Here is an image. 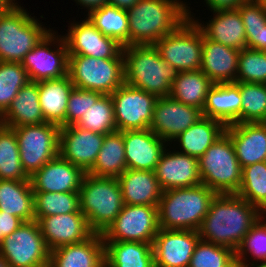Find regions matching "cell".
Segmentation results:
<instances>
[{
    "instance_id": "cell-1",
    "label": "cell",
    "mask_w": 266,
    "mask_h": 267,
    "mask_svg": "<svg viewBox=\"0 0 266 267\" xmlns=\"http://www.w3.org/2000/svg\"><path fill=\"white\" fill-rule=\"evenodd\" d=\"M262 213L237 194H216L202 221L200 239L234 251Z\"/></svg>"
},
{
    "instance_id": "cell-2",
    "label": "cell",
    "mask_w": 266,
    "mask_h": 267,
    "mask_svg": "<svg viewBox=\"0 0 266 267\" xmlns=\"http://www.w3.org/2000/svg\"><path fill=\"white\" fill-rule=\"evenodd\" d=\"M189 8L177 0H139L127 10L128 45H154L191 18Z\"/></svg>"
},
{
    "instance_id": "cell-3",
    "label": "cell",
    "mask_w": 266,
    "mask_h": 267,
    "mask_svg": "<svg viewBox=\"0 0 266 267\" xmlns=\"http://www.w3.org/2000/svg\"><path fill=\"white\" fill-rule=\"evenodd\" d=\"M215 195L202 183L163 191L158 203L159 228L198 231Z\"/></svg>"
},
{
    "instance_id": "cell-4",
    "label": "cell",
    "mask_w": 266,
    "mask_h": 267,
    "mask_svg": "<svg viewBox=\"0 0 266 267\" xmlns=\"http://www.w3.org/2000/svg\"><path fill=\"white\" fill-rule=\"evenodd\" d=\"M122 52L125 83L158 98L169 96L178 71L160 57L154 45H127Z\"/></svg>"
},
{
    "instance_id": "cell-5",
    "label": "cell",
    "mask_w": 266,
    "mask_h": 267,
    "mask_svg": "<svg viewBox=\"0 0 266 267\" xmlns=\"http://www.w3.org/2000/svg\"><path fill=\"white\" fill-rule=\"evenodd\" d=\"M80 211L94 233H103L124 206L116 177H96L88 173L79 189Z\"/></svg>"
},
{
    "instance_id": "cell-6",
    "label": "cell",
    "mask_w": 266,
    "mask_h": 267,
    "mask_svg": "<svg viewBox=\"0 0 266 267\" xmlns=\"http://www.w3.org/2000/svg\"><path fill=\"white\" fill-rule=\"evenodd\" d=\"M22 7L0 9V61L19 62L51 30Z\"/></svg>"
},
{
    "instance_id": "cell-7",
    "label": "cell",
    "mask_w": 266,
    "mask_h": 267,
    "mask_svg": "<svg viewBox=\"0 0 266 267\" xmlns=\"http://www.w3.org/2000/svg\"><path fill=\"white\" fill-rule=\"evenodd\" d=\"M198 164L202 184L216 194H237L242 168L226 132L198 159Z\"/></svg>"
},
{
    "instance_id": "cell-8",
    "label": "cell",
    "mask_w": 266,
    "mask_h": 267,
    "mask_svg": "<svg viewBox=\"0 0 266 267\" xmlns=\"http://www.w3.org/2000/svg\"><path fill=\"white\" fill-rule=\"evenodd\" d=\"M68 76L74 87L111 95L125 83L124 58L68 55Z\"/></svg>"
},
{
    "instance_id": "cell-9",
    "label": "cell",
    "mask_w": 266,
    "mask_h": 267,
    "mask_svg": "<svg viewBox=\"0 0 266 267\" xmlns=\"http://www.w3.org/2000/svg\"><path fill=\"white\" fill-rule=\"evenodd\" d=\"M203 32L197 24L186 20L176 31L165 35L154 46L160 57L178 72L200 70Z\"/></svg>"
},
{
    "instance_id": "cell-10",
    "label": "cell",
    "mask_w": 266,
    "mask_h": 267,
    "mask_svg": "<svg viewBox=\"0 0 266 267\" xmlns=\"http://www.w3.org/2000/svg\"><path fill=\"white\" fill-rule=\"evenodd\" d=\"M13 129L18 140L21 164L29 177L59 156L61 127L45 122Z\"/></svg>"
},
{
    "instance_id": "cell-11",
    "label": "cell",
    "mask_w": 266,
    "mask_h": 267,
    "mask_svg": "<svg viewBox=\"0 0 266 267\" xmlns=\"http://www.w3.org/2000/svg\"><path fill=\"white\" fill-rule=\"evenodd\" d=\"M0 255L10 267H49L50 250L38 221L23 222L14 232L4 237Z\"/></svg>"
},
{
    "instance_id": "cell-12",
    "label": "cell",
    "mask_w": 266,
    "mask_h": 267,
    "mask_svg": "<svg viewBox=\"0 0 266 267\" xmlns=\"http://www.w3.org/2000/svg\"><path fill=\"white\" fill-rule=\"evenodd\" d=\"M158 206L126 205L102 233L104 241H137L153 244L159 231Z\"/></svg>"
},
{
    "instance_id": "cell-13",
    "label": "cell",
    "mask_w": 266,
    "mask_h": 267,
    "mask_svg": "<svg viewBox=\"0 0 266 267\" xmlns=\"http://www.w3.org/2000/svg\"><path fill=\"white\" fill-rule=\"evenodd\" d=\"M52 31L50 30L21 61L30 81L39 82L68 75V47L66 41L63 36H56L57 32ZM55 43L57 44L54 45ZM52 44L53 47L57 46V50L55 47L51 49Z\"/></svg>"
},
{
    "instance_id": "cell-14",
    "label": "cell",
    "mask_w": 266,
    "mask_h": 267,
    "mask_svg": "<svg viewBox=\"0 0 266 267\" xmlns=\"http://www.w3.org/2000/svg\"><path fill=\"white\" fill-rule=\"evenodd\" d=\"M117 131L148 129L158 97L133 87L121 85L111 95Z\"/></svg>"
},
{
    "instance_id": "cell-15",
    "label": "cell",
    "mask_w": 266,
    "mask_h": 267,
    "mask_svg": "<svg viewBox=\"0 0 266 267\" xmlns=\"http://www.w3.org/2000/svg\"><path fill=\"white\" fill-rule=\"evenodd\" d=\"M203 117L199 108L185 105L170 96L159 97L149 129L167 144Z\"/></svg>"
},
{
    "instance_id": "cell-16",
    "label": "cell",
    "mask_w": 266,
    "mask_h": 267,
    "mask_svg": "<svg viewBox=\"0 0 266 267\" xmlns=\"http://www.w3.org/2000/svg\"><path fill=\"white\" fill-rule=\"evenodd\" d=\"M68 34L63 35L68 55H84L96 59L124 58L123 46L104 35L86 17L81 23H71Z\"/></svg>"
},
{
    "instance_id": "cell-17",
    "label": "cell",
    "mask_w": 266,
    "mask_h": 267,
    "mask_svg": "<svg viewBox=\"0 0 266 267\" xmlns=\"http://www.w3.org/2000/svg\"><path fill=\"white\" fill-rule=\"evenodd\" d=\"M199 239L195 230L160 228L152 244L155 267H188Z\"/></svg>"
},
{
    "instance_id": "cell-18",
    "label": "cell",
    "mask_w": 266,
    "mask_h": 267,
    "mask_svg": "<svg viewBox=\"0 0 266 267\" xmlns=\"http://www.w3.org/2000/svg\"><path fill=\"white\" fill-rule=\"evenodd\" d=\"M105 135L76 125L61 127L59 156L86 173L93 167L102 147Z\"/></svg>"
},
{
    "instance_id": "cell-19",
    "label": "cell",
    "mask_w": 266,
    "mask_h": 267,
    "mask_svg": "<svg viewBox=\"0 0 266 267\" xmlns=\"http://www.w3.org/2000/svg\"><path fill=\"white\" fill-rule=\"evenodd\" d=\"M38 223L50 251L63 245L85 241L94 233L80 210L75 213L45 216Z\"/></svg>"
},
{
    "instance_id": "cell-20",
    "label": "cell",
    "mask_w": 266,
    "mask_h": 267,
    "mask_svg": "<svg viewBox=\"0 0 266 267\" xmlns=\"http://www.w3.org/2000/svg\"><path fill=\"white\" fill-rule=\"evenodd\" d=\"M167 151L165 148L154 170L162 191L193 187L202 183L198 158L179 151Z\"/></svg>"
},
{
    "instance_id": "cell-21",
    "label": "cell",
    "mask_w": 266,
    "mask_h": 267,
    "mask_svg": "<svg viewBox=\"0 0 266 267\" xmlns=\"http://www.w3.org/2000/svg\"><path fill=\"white\" fill-rule=\"evenodd\" d=\"M86 172L57 156L32 176L33 192H79Z\"/></svg>"
},
{
    "instance_id": "cell-22",
    "label": "cell",
    "mask_w": 266,
    "mask_h": 267,
    "mask_svg": "<svg viewBox=\"0 0 266 267\" xmlns=\"http://www.w3.org/2000/svg\"><path fill=\"white\" fill-rule=\"evenodd\" d=\"M127 168L132 170L154 171L166 142L149 128L122 131ZM166 144V145H165Z\"/></svg>"
},
{
    "instance_id": "cell-23",
    "label": "cell",
    "mask_w": 266,
    "mask_h": 267,
    "mask_svg": "<svg viewBox=\"0 0 266 267\" xmlns=\"http://www.w3.org/2000/svg\"><path fill=\"white\" fill-rule=\"evenodd\" d=\"M241 168L266 161V122L227 125Z\"/></svg>"
},
{
    "instance_id": "cell-24",
    "label": "cell",
    "mask_w": 266,
    "mask_h": 267,
    "mask_svg": "<svg viewBox=\"0 0 266 267\" xmlns=\"http://www.w3.org/2000/svg\"><path fill=\"white\" fill-rule=\"evenodd\" d=\"M49 267H105L102 234L93 233L85 241L50 251Z\"/></svg>"
},
{
    "instance_id": "cell-25",
    "label": "cell",
    "mask_w": 266,
    "mask_h": 267,
    "mask_svg": "<svg viewBox=\"0 0 266 267\" xmlns=\"http://www.w3.org/2000/svg\"><path fill=\"white\" fill-rule=\"evenodd\" d=\"M240 50L230 48L203 35L200 70L214 83L235 82Z\"/></svg>"
},
{
    "instance_id": "cell-26",
    "label": "cell",
    "mask_w": 266,
    "mask_h": 267,
    "mask_svg": "<svg viewBox=\"0 0 266 267\" xmlns=\"http://www.w3.org/2000/svg\"><path fill=\"white\" fill-rule=\"evenodd\" d=\"M215 15L207 25L193 20L203 32V35L215 42L230 48L242 50L247 46L243 20L238 9L212 11ZM215 13V14H214Z\"/></svg>"
},
{
    "instance_id": "cell-27",
    "label": "cell",
    "mask_w": 266,
    "mask_h": 267,
    "mask_svg": "<svg viewBox=\"0 0 266 267\" xmlns=\"http://www.w3.org/2000/svg\"><path fill=\"white\" fill-rule=\"evenodd\" d=\"M239 82L213 84L209 89L202 115L221 121L225 126L241 123Z\"/></svg>"
},
{
    "instance_id": "cell-28",
    "label": "cell",
    "mask_w": 266,
    "mask_h": 267,
    "mask_svg": "<svg viewBox=\"0 0 266 267\" xmlns=\"http://www.w3.org/2000/svg\"><path fill=\"white\" fill-rule=\"evenodd\" d=\"M117 180L124 204L158 206L163 191L154 171L127 168Z\"/></svg>"
},
{
    "instance_id": "cell-29",
    "label": "cell",
    "mask_w": 266,
    "mask_h": 267,
    "mask_svg": "<svg viewBox=\"0 0 266 267\" xmlns=\"http://www.w3.org/2000/svg\"><path fill=\"white\" fill-rule=\"evenodd\" d=\"M1 120L3 126L10 128L46 122L39 103L38 82L29 81L19 90Z\"/></svg>"
},
{
    "instance_id": "cell-30",
    "label": "cell",
    "mask_w": 266,
    "mask_h": 267,
    "mask_svg": "<svg viewBox=\"0 0 266 267\" xmlns=\"http://www.w3.org/2000/svg\"><path fill=\"white\" fill-rule=\"evenodd\" d=\"M73 87L68 75L38 82L39 103L47 123L66 127V109Z\"/></svg>"
},
{
    "instance_id": "cell-31",
    "label": "cell",
    "mask_w": 266,
    "mask_h": 267,
    "mask_svg": "<svg viewBox=\"0 0 266 267\" xmlns=\"http://www.w3.org/2000/svg\"><path fill=\"white\" fill-rule=\"evenodd\" d=\"M105 267H155L152 244L104 241Z\"/></svg>"
},
{
    "instance_id": "cell-32",
    "label": "cell",
    "mask_w": 266,
    "mask_h": 267,
    "mask_svg": "<svg viewBox=\"0 0 266 267\" xmlns=\"http://www.w3.org/2000/svg\"><path fill=\"white\" fill-rule=\"evenodd\" d=\"M0 211L19 217L23 222L34 221L31 181L0 180Z\"/></svg>"
},
{
    "instance_id": "cell-33",
    "label": "cell",
    "mask_w": 266,
    "mask_h": 267,
    "mask_svg": "<svg viewBox=\"0 0 266 267\" xmlns=\"http://www.w3.org/2000/svg\"><path fill=\"white\" fill-rule=\"evenodd\" d=\"M225 128L221 121L203 116L173 141L180 143V153L199 159L225 132Z\"/></svg>"
},
{
    "instance_id": "cell-34",
    "label": "cell",
    "mask_w": 266,
    "mask_h": 267,
    "mask_svg": "<svg viewBox=\"0 0 266 267\" xmlns=\"http://www.w3.org/2000/svg\"><path fill=\"white\" fill-rule=\"evenodd\" d=\"M127 169L123 134L105 135L93 167L87 172L96 177H118Z\"/></svg>"
},
{
    "instance_id": "cell-35",
    "label": "cell",
    "mask_w": 266,
    "mask_h": 267,
    "mask_svg": "<svg viewBox=\"0 0 266 267\" xmlns=\"http://www.w3.org/2000/svg\"><path fill=\"white\" fill-rule=\"evenodd\" d=\"M213 84L201 70L178 72L171 85L169 96L202 111L208 91Z\"/></svg>"
},
{
    "instance_id": "cell-36",
    "label": "cell",
    "mask_w": 266,
    "mask_h": 267,
    "mask_svg": "<svg viewBox=\"0 0 266 267\" xmlns=\"http://www.w3.org/2000/svg\"><path fill=\"white\" fill-rule=\"evenodd\" d=\"M87 16L104 35L115 39L123 47L128 45L129 21L126 10L107 4L90 11Z\"/></svg>"
},
{
    "instance_id": "cell-37",
    "label": "cell",
    "mask_w": 266,
    "mask_h": 267,
    "mask_svg": "<svg viewBox=\"0 0 266 267\" xmlns=\"http://www.w3.org/2000/svg\"><path fill=\"white\" fill-rule=\"evenodd\" d=\"M0 180H30L24 171L13 128L0 126Z\"/></svg>"
},
{
    "instance_id": "cell-38",
    "label": "cell",
    "mask_w": 266,
    "mask_h": 267,
    "mask_svg": "<svg viewBox=\"0 0 266 267\" xmlns=\"http://www.w3.org/2000/svg\"><path fill=\"white\" fill-rule=\"evenodd\" d=\"M237 195L255 206L261 213L266 209V162L242 168Z\"/></svg>"
},
{
    "instance_id": "cell-39",
    "label": "cell",
    "mask_w": 266,
    "mask_h": 267,
    "mask_svg": "<svg viewBox=\"0 0 266 267\" xmlns=\"http://www.w3.org/2000/svg\"><path fill=\"white\" fill-rule=\"evenodd\" d=\"M80 210L79 192H34L35 220Z\"/></svg>"
},
{
    "instance_id": "cell-40",
    "label": "cell",
    "mask_w": 266,
    "mask_h": 267,
    "mask_svg": "<svg viewBox=\"0 0 266 267\" xmlns=\"http://www.w3.org/2000/svg\"><path fill=\"white\" fill-rule=\"evenodd\" d=\"M75 125L104 135L116 132L114 105L111 96L102 95Z\"/></svg>"
},
{
    "instance_id": "cell-41",
    "label": "cell",
    "mask_w": 266,
    "mask_h": 267,
    "mask_svg": "<svg viewBox=\"0 0 266 267\" xmlns=\"http://www.w3.org/2000/svg\"><path fill=\"white\" fill-rule=\"evenodd\" d=\"M241 123L266 122V84L239 82Z\"/></svg>"
},
{
    "instance_id": "cell-42",
    "label": "cell",
    "mask_w": 266,
    "mask_h": 267,
    "mask_svg": "<svg viewBox=\"0 0 266 267\" xmlns=\"http://www.w3.org/2000/svg\"><path fill=\"white\" fill-rule=\"evenodd\" d=\"M29 81L27 71L21 63L0 61V115Z\"/></svg>"
},
{
    "instance_id": "cell-43",
    "label": "cell",
    "mask_w": 266,
    "mask_h": 267,
    "mask_svg": "<svg viewBox=\"0 0 266 267\" xmlns=\"http://www.w3.org/2000/svg\"><path fill=\"white\" fill-rule=\"evenodd\" d=\"M188 267H236L235 251L199 239Z\"/></svg>"
},
{
    "instance_id": "cell-44",
    "label": "cell",
    "mask_w": 266,
    "mask_h": 267,
    "mask_svg": "<svg viewBox=\"0 0 266 267\" xmlns=\"http://www.w3.org/2000/svg\"><path fill=\"white\" fill-rule=\"evenodd\" d=\"M264 219V216L261 215L243 238L235 251L236 263L248 262L246 256L249 253L251 258L254 257L252 263L255 261L266 263V220L264 221Z\"/></svg>"
},
{
    "instance_id": "cell-45",
    "label": "cell",
    "mask_w": 266,
    "mask_h": 267,
    "mask_svg": "<svg viewBox=\"0 0 266 267\" xmlns=\"http://www.w3.org/2000/svg\"><path fill=\"white\" fill-rule=\"evenodd\" d=\"M235 82L266 84V51L250 48L240 50Z\"/></svg>"
},
{
    "instance_id": "cell-46",
    "label": "cell",
    "mask_w": 266,
    "mask_h": 267,
    "mask_svg": "<svg viewBox=\"0 0 266 267\" xmlns=\"http://www.w3.org/2000/svg\"><path fill=\"white\" fill-rule=\"evenodd\" d=\"M102 95L99 92L73 87L66 109V126L75 125Z\"/></svg>"
},
{
    "instance_id": "cell-47",
    "label": "cell",
    "mask_w": 266,
    "mask_h": 267,
    "mask_svg": "<svg viewBox=\"0 0 266 267\" xmlns=\"http://www.w3.org/2000/svg\"><path fill=\"white\" fill-rule=\"evenodd\" d=\"M245 32H258L266 25V8L257 1H244L238 8Z\"/></svg>"
},
{
    "instance_id": "cell-48",
    "label": "cell",
    "mask_w": 266,
    "mask_h": 267,
    "mask_svg": "<svg viewBox=\"0 0 266 267\" xmlns=\"http://www.w3.org/2000/svg\"><path fill=\"white\" fill-rule=\"evenodd\" d=\"M23 221L12 214L0 211V233L3 237L10 235L14 232Z\"/></svg>"
},
{
    "instance_id": "cell-49",
    "label": "cell",
    "mask_w": 266,
    "mask_h": 267,
    "mask_svg": "<svg viewBox=\"0 0 266 267\" xmlns=\"http://www.w3.org/2000/svg\"><path fill=\"white\" fill-rule=\"evenodd\" d=\"M247 39L246 48L266 51V25L258 32H245Z\"/></svg>"
},
{
    "instance_id": "cell-50",
    "label": "cell",
    "mask_w": 266,
    "mask_h": 267,
    "mask_svg": "<svg viewBox=\"0 0 266 267\" xmlns=\"http://www.w3.org/2000/svg\"><path fill=\"white\" fill-rule=\"evenodd\" d=\"M211 11L237 9L244 0H204Z\"/></svg>"
},
{
    "instance_id": "cell-51",
    "label": "cell",
    "mask_w": 266,
    "mask_h": 267,
    "mask_svg": "<svg viewBox=\"0 0 266 267\" xmlns=\"http://www.w3.org/2000/svg\"><path fill=\"white\" fill-rule=\"evenodd\" d=\"M76 3L88 9V13L94 9L108 4V0H75Z\"/></svg>"
},
{
    "instance_id": "cell-52",
    "label": "cell",
    "mask_w": 266,
    "mask_h": 267,
    "mask_svg": "<svg viewBox=\"0 0 266 267\" xmlns=\"http://www.w3.org/2000/svg\"><path fill=\"white\" fill-rule=\"evenodd\" d=\"M139 0H108V4L115 6L121 10H129L134 6Z\"/></svg>"
},
{
    "instance_id": "cell-53",
    "label": "cell",
    "mask_w": 266,
    "mask_h": 267,
    "mask_svg": "<svg viewBox=\"0 0 266 267\" xmlns=\"http://www.w3.org/2000/svg\"><path fill=\"white\" fill-rule=\"evenodd\" d=\"M0 6L2 8H19L21 5L15 3V0H0Z\"/></svg>"
},
{
    "instance_id": "cell-54",
    "label": "cell",
    "mask_w": 266,
    "mask_h": 267,
    "mask_svg": "<svg viewBox=\"0 0 266 267\" xmlns=\"http://www.w3.org/2000/svg\"><path fill=\"white\" fill-rule=\"evenodd\" d=\"M236 267H266V263H236Z\"/></svg>"
},
{
    "instance_id": "cell-55",
    "label": "cell",
    "mask_w": 266,
    "mask_h": 267,
    "mask_svg": "<svg viewBox=\"0 0 266 267\" xmlns=\"http://www.w3.org/2000/svg\"><path fill=\"white\" fill-rule=\"evenodd\" d=\"M0 267H10L5 259L0 255Z\"/></svg>"
},
{
    "instance_id": "cell-56",
    "label": "cell",
    "mask_w": 266,
    "mask_h": 267,
    "mask_svg": "<svg viewBox=\"0 0 266 267\" xmlns=\"http://www.w3.org/2000/svg\"><path fill=\"white\" fill-rule=\"evenodd\" d=\"M258 3H260L264 8H266V0H256Z\"/></svg>"
},
{
    "instance_id": "cell-57",
    "label": "cell",
    "mask_w": 266,
    "mask_h": 267,
    "mask_svg": "<svg viewBox=\"0 0 266 267\" xmlns=\"http://www.w3.org/2000/svg\"><path fill=\"white\" fill-rule=\"evenodd\" d=\"M3 239H4V237H3L2 233H0V246H1L2 242H3Z\"/></svg>"
},
{
    "instance_id": "cell-58",
    "label": "cell",
    "mask_w": 266,
    "mask_h": 267,
    "mask_svg": "<svg viewBox=\"0 0 266 267\" xmlns=\"http://www.w3.org/2000/svg\"><path fill=\"white\" fill-rule=\"evenodd\" d=\"M266 214V209L262 212V215H265Z\"/></svg>"
},
{
    "instance_id": "cell-59",
    "label": "cell",
    "mask_w": 266,
    "mask_h": 267,
    "mask_svg": "<svg viewBox=\"0 0 266 267\" xmlns=\"http://www.w3.org/2000/svg\"><path fill=\"white\" fill-rule=\"evenodd\" d=\"M2 125L1 115H0V126Z\"/></svg>"
}]
</instances>
